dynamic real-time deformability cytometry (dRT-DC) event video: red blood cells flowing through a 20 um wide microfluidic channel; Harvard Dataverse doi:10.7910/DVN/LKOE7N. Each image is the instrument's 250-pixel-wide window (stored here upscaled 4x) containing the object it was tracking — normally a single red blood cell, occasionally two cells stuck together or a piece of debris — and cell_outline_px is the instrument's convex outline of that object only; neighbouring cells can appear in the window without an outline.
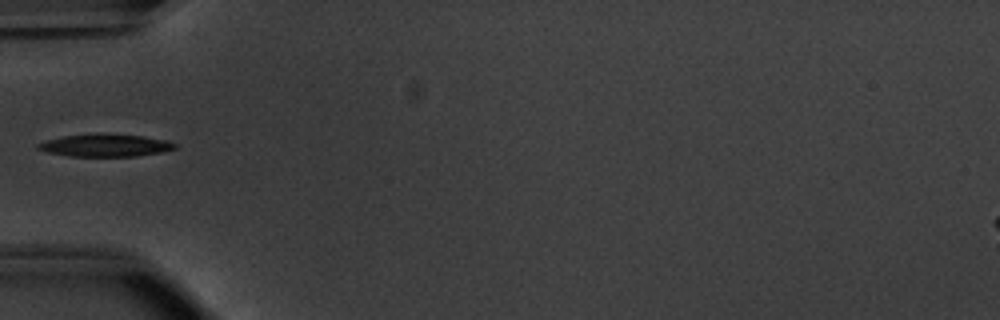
{"species": "common noctule bat (a hibernating species)", "species_latin": "Nyctalus noctula", "temperature_condition": "warm", "stored_images_in_passage": 36, "camera_frame_rate_fps": 3000, "um_per_image_px": 0.085, "animal": {"sex": "male", "body_mass_g": 20.1, "forearm_length_mm": 53.5}, "frame": {"image": 1, "passage_image": 1, "time_ms": 0.0, "image_size_px": [1000, 320], "cell_outline_px": [[176, 148], [160, 152], [136, 156], [68, 156], [48, 152], [36, 148], [36, 144], [44, 140], [64, 136], [96, 132], [144, 136], [164, 140], [176, 144]], "centroid_in_image_um": [8.89, 12.33], "position_along_channel_um": 76.1, "area_um2": 18.09}}
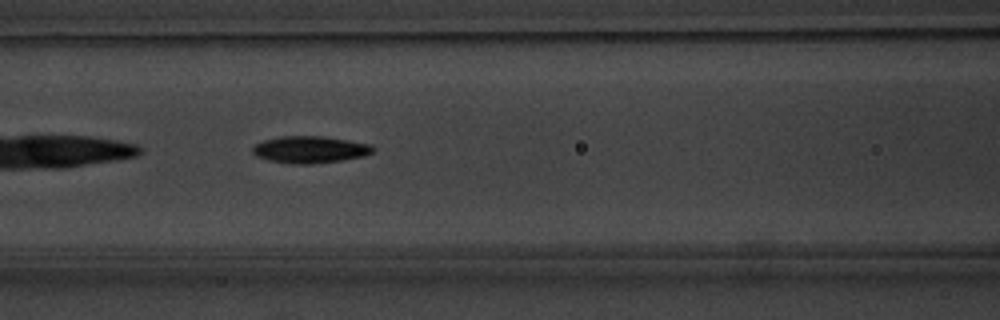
{"frame": {"image": 2, "passage_image": 6, "time_ms": 1.667, "image_size_px": [1000, 320], "cell_outline_px": [[376, 148], [372, 152], [364, 156], [344, 160], [312, 164], [292, 164], [268, 160], [256, 156], [252, 152], [252, 148], [256, 144], [264, 140], [280, 136], [324, 136], [372, 144]], "centroid_in_image_um": [26.37, 12.71], "position_along_channel_um": 140.2, "area_um2": 19.07}}
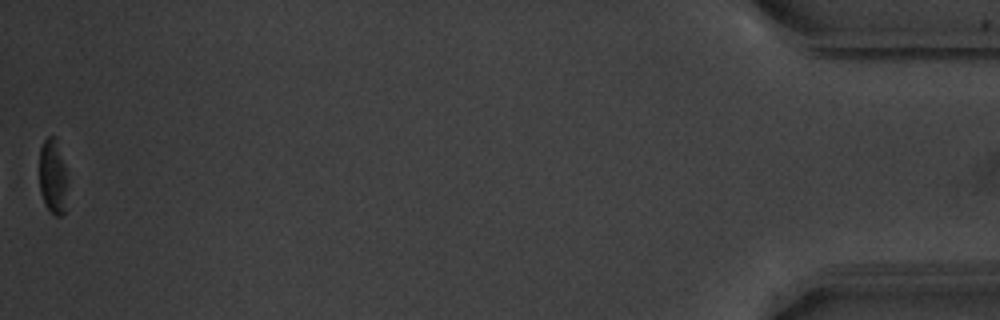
{"frame": {"image": 3, "passage_image": 36, "time_ms": 11.667, "image_size_px": [1000, 320], "cell_outline_px": [[64, 212], [60, 216], [56, 216], [48, 208], [40, 192], [40, 148], [44, 140], [48, 136], [56, 136], [64, 168]], "centroid_in_image_um": [4.43, 14.94], "position_along_channel_um": 430.8, "area_um2": 11.44}}